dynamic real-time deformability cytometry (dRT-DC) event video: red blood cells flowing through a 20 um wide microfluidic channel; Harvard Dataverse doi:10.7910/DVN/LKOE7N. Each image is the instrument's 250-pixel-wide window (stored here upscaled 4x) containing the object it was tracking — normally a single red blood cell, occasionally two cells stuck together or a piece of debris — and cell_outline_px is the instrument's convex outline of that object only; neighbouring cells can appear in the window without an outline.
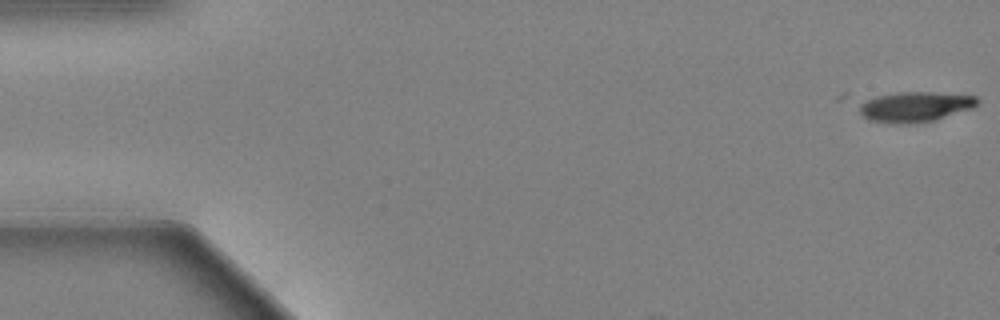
{"species": "Egyptian fruit bat (a non-hibernating species)", "species_latin": "Rousettus aegyptiacus", "temperature_condition": "warm", "stored_images_in_passage": 9, "camera_frame_rate_fps": 3000, "um_per_image_px": 0.085, "animal": {"sex": "female"}, "frame": {"image": 1, "passage_image": 1, "time_ms": 0.0, "image_size_px": [1000, 320], "cell_outline_px": [[980, 100], [972, 108], [936, 120], [908, 124], [888, 124], [868, 120], [860, 112], [860, 104], [876, 96], [896, 92], [932, 92], [976, 96]], "centroid_in_image_um": [77.78, 9.09], "position_along_channel_um": 7.2, "area_um2": 20.81}}